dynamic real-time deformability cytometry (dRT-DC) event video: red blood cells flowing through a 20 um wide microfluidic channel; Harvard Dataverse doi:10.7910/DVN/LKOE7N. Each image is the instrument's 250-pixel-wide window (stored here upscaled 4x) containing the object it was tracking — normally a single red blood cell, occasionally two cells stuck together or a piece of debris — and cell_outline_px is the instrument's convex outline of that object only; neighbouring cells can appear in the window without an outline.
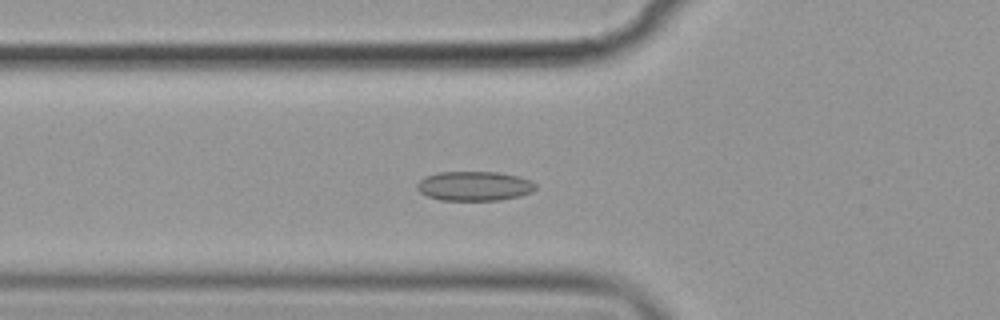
{"species": "common noctule bat (a hibernating species)", "species_latin": "Nyctalus noctula", "temperature_condition": "cold", "stored_images_in_passage": 56, "camera_frame_rate_fps": 3000, "um_per_image_px": 0.085, "animal": {"sex": "female", "body_mass_g": 19.9}, "frame": {"image": 1, "passage_image": 20, "time_ms": 6.333, "image_size_px": [1000, 320], "cell_outline_px": [[536, 188], [532, 192], [520, 196], [500, 200], [440, 200], [428, 196], [420, 192], [416, 188], [416, 184], [424, 176], [440, 172], [496, 172], [520, 176], [536, 184]], "centroid_in_image_um": [40.31, 15.81], "position_along_channel_um": 85.5, "area_um2": 20.4}}
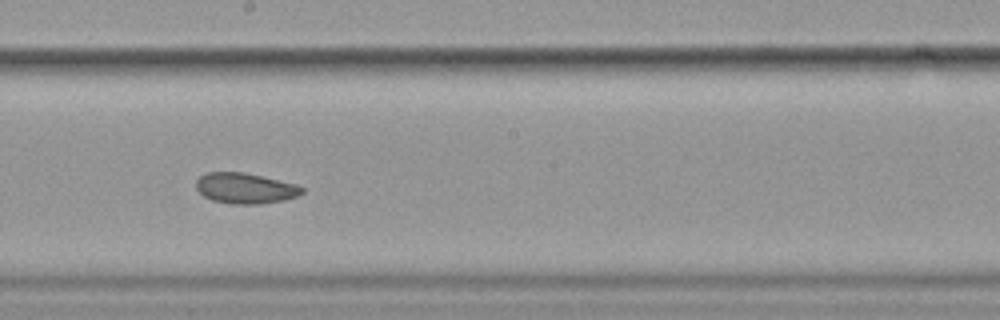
{"frame": {"image": 2, "passage_image": 32, "time_ms": 10.333, "image_size_px": [1000, 320], "cell_outline_px": [[304, 192], [296, 196], [284, 200], [260, 204], [232, 204], [212, 200], [204, 196], [196, 188], [196, 180], [204, 172], [244, 172], [296, 184], [304, 188]], "centroid_in_image_um": [20.83, 16.0], "position_along_channel_um": 227.4, "area_um2": 18.9}}
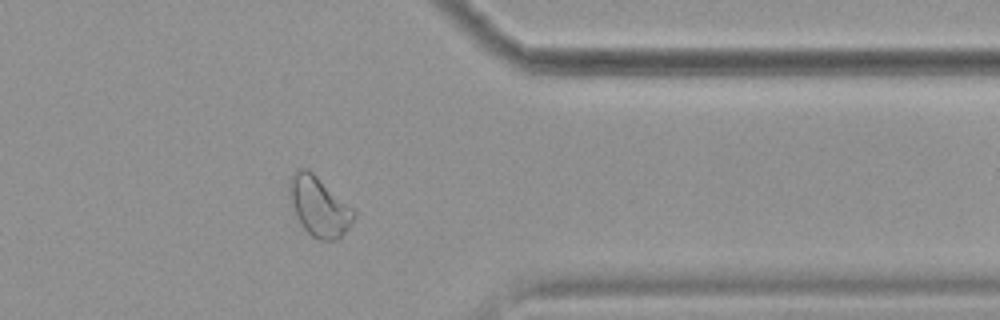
{"frame": {"image": 3, "passage_image": 46, "time_ms": 15.0, "image_size_px": [1000, 320], "cell_outline_px": [[356, 216], [348, 228], [336, 240], [320, 240], [312, 236], [300, 224], [296, 216], [288, 188], [288, 180], [296, 168], [308, 168], [352, 208], [356, 212]], "centroid_in_image_um": [27.09, 17.53], "position_along_channel_um": 384.3, "area_um2": 22.14}, "authors_computed_cell_mechanics": {"area_um2": 20.8658, "velocity_mm_per_s": 3.5403, "shape_relaxation_time_tau1_ms": null, "shape_relaxation_time_tau2_ms": 5.4688, "deformation_change_tau1": null, "deformation_change_tau2": 0.0874}}